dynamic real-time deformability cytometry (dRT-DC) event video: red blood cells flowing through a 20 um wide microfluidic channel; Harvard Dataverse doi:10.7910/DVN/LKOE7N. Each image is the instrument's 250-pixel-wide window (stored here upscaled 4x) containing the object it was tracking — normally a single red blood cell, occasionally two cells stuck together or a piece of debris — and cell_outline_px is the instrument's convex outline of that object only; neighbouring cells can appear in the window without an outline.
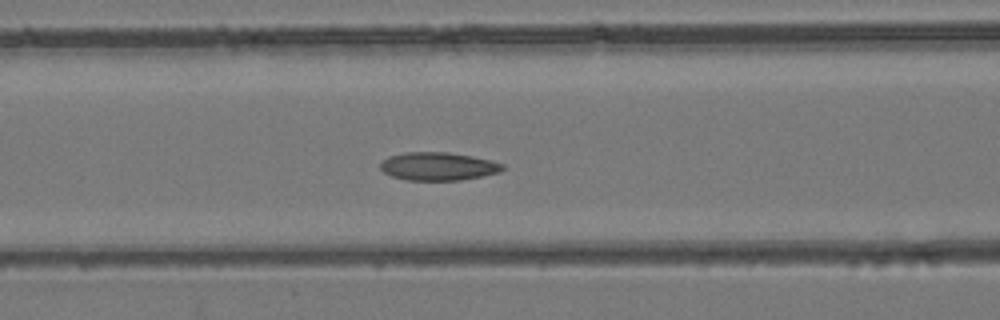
{"species": "common noctule bat (a hibernating species)", "species_latin": "Nyctalus noctula", "temperature_condition": "room temperature", "stored_images_in_passage": 34, "camera_frame_rate_fps": 3000, "um_per_image_px": 0.085, "animal": {"sex": "female", "body_mass_g": 24.6, "forearm_length_mm": 56.2}, "frame": {"image": 1, "passage_image": 13, "time_ms": 4.0, "image_size_px": [1000, 320], "cell_outline_px": [[504, 168], [500, 172], [460, 180], [408, 180], [392, 176], [384, 172], [380, 168], [380, 164], [388, 156], [404, 152], [448, 152], [472, 156], [504, 164]], "centroid_in_image_um": [37.22, 14.13], "position_along_channel_um": 129.4, "area_um2": 19.88}}
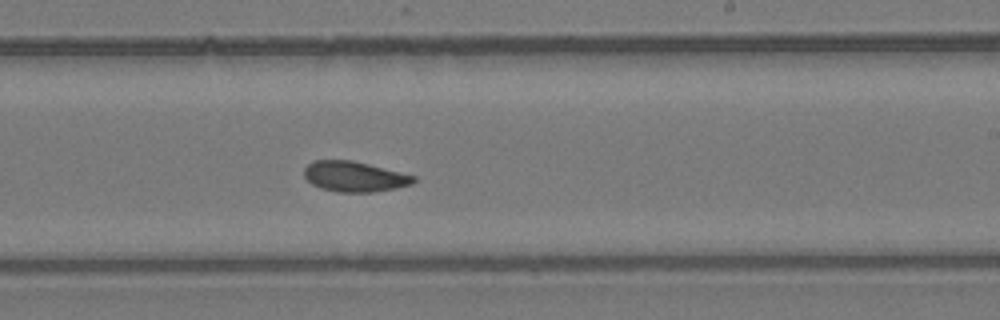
{"frame": {"image": 2, "passage_image": 22, "time_ms": 7.0, "image_size_px": [1000, 320], "cell_outline_px": [[416, 180], [412, 184], [396, 188], [372, 192], [336, 192], [320, 188], [312, 184], [304, 176], [304, 168], [312, 160], [352, 160], [416, 176]], "centroid_in_image_um": [30.11, 15.01], "position_along_channel_um": 258.9, "area_um2": 19.36}}
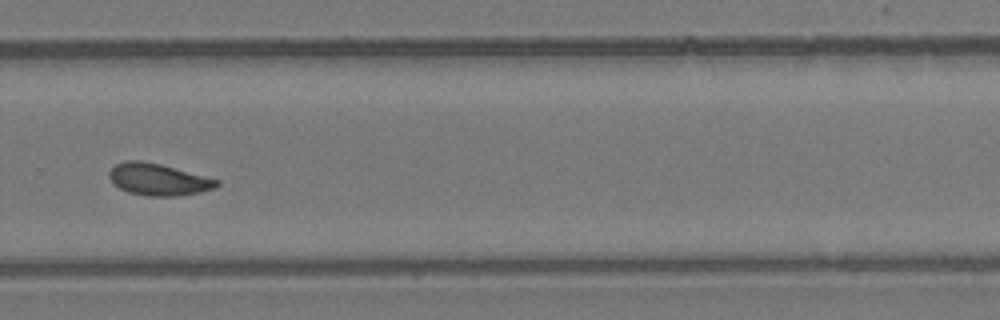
{"frame": {"image": 3, "passage_image": 26, "time_ms": 8.333, "image_size_px": [1000, 320], "cell_outline_px": [[220, 184], [216, 188], [200, 192], [172, 196], [148, 196], [128, 192], [112, 184], [108, 176], [108, 172], [116, 164], [124, 160], [140, 160], [160, 164], [220, 180]], "centroid_in_image_um": [13.43, 15.25], "position_along_channel_um": 316.4, "area_um2": 20.0}}